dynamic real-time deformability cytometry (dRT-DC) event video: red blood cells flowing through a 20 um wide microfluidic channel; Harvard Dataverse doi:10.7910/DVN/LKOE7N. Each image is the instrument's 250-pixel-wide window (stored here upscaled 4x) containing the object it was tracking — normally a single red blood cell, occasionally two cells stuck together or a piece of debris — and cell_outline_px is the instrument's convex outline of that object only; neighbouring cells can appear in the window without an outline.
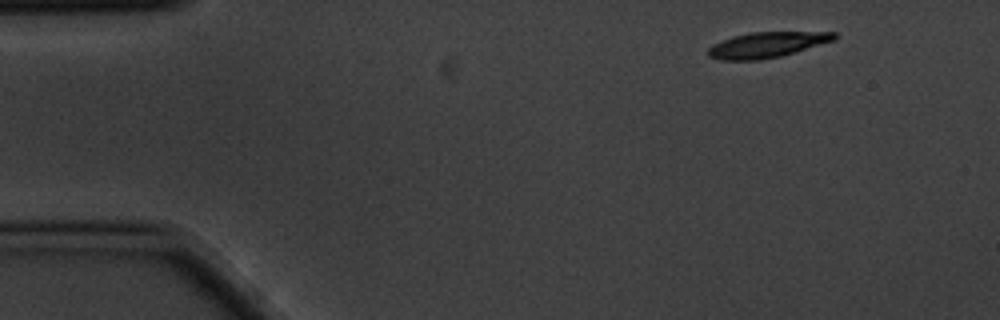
{"species": "common noctule bat (a hibernating species)", "species_latin": "Nyctalus noctula", "temperature_condition": "cold", "stored_images_in_passage": 5, "camera_frame_rate_fps": 3000, "um_per_image_px": 0.085, "animal": {"sex": "male", "body_mass_g": 20.1, "forearm_length_mm": 53.5}, "frame": {"image": 1, "passage_image": 2, "time_ms": 0.333, "image_size_px": [1000, 320], "cell_outline_px": [[840, 36], [836, 40], [780, 56], [756, 60], [724, 60], [708, 56], [708, 48], [712, 44], [732, 36], [752, 32], [836, 32]], "centroid_in_image_um": [65.21, 3.79], "position_along_channel_um": 19.8, "area_um2": 18.73}}